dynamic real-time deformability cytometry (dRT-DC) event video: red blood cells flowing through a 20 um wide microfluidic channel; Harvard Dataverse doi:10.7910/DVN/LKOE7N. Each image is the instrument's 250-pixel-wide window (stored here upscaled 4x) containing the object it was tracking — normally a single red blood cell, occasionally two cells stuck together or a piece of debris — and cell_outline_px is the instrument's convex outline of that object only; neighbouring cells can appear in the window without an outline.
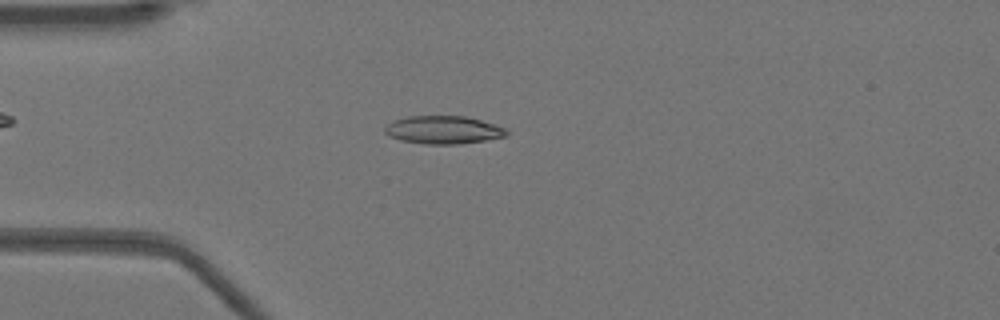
{"species": "Egyptian fruit bat (a non-hibernating species)", "species_latin": "Rousettus aegyptiacus", "temperature_condition": "warm", "stored_images_in_passage": 51, "camera_frame_rate_fps": 3000, "um_per_image_px": 0.085, "animal": {"sex": "female"}, "frame": {"image": 1, "passage_image": 13, "time_ms": 4.0, "image_size_px": [1000, 320], "cell_outline_px": [[508, 136], [460, 144], [424, 144], [400, 140], [384, 132], [384, 128], [392, 120], [408, 116], [464, 116], [496, 124], [504, 128], [508, 132]], "centroid_in_image_um": [37.68, 11.04], "position_along_channel_um": 47.3, "area_um2": 19.83}}
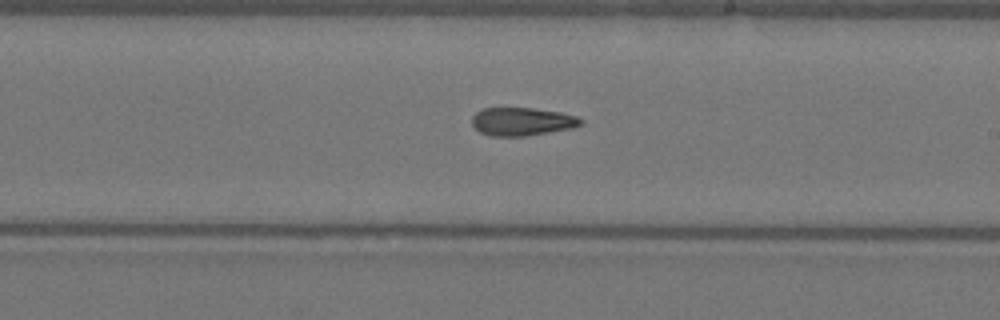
{"frame": {"image": 2, "passage_image": 29, "time_ms": 9.333, "image_size_px": [1000, 320], "cell_outline_px": [[584, 124], [572, 128], [528, 136], [488, 136], [480, 132], [472, 124], [472, 116], [480, 108], [532, 108], [560, 112], [576, 116], [584, 120]], "centroid_in_image_um": [44.38, 10.33], "position_along_channel_um": 244.6, "area_um2": 18.03}}
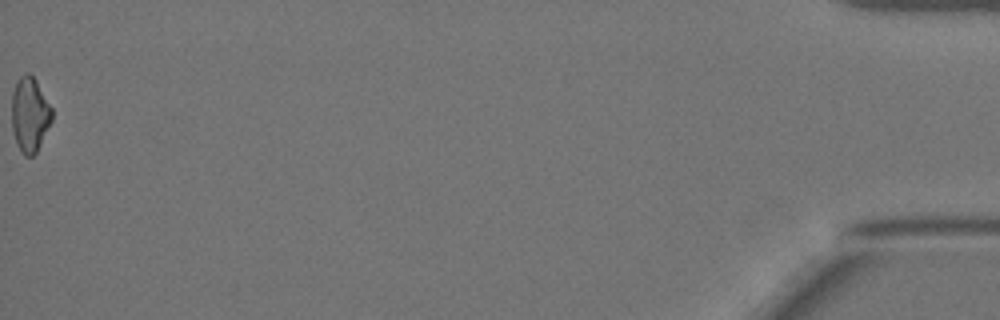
{"frame": {"image": 3, "passage_image": 51, "time_ms": 16.667, "image_size_px": [1000, 320], "cell_outline_px": [[52, 120], [36, 152], [32, 156], [24, 156], [20, 152], [16, 144], [12, 128], [12, 92], [16, 80], [20, 76], [28, 72], [36, 80], [52, 108]], "centroid_in_image_um": [2.51, 9.73], "position_along_channel_um": 432.7, "area_um2": 17.57}, "authors_computed_cell_mechanics": {"area_um2": 18.3804, "velocity_mm_per_s": 3.9623, "shape_relaxation_time_tau1_ms": null, "shape_relaxation_time_tau2_ms": 7.408, "deformation_change_tau1": null, "deformation_change_tau2": 0.1905}}